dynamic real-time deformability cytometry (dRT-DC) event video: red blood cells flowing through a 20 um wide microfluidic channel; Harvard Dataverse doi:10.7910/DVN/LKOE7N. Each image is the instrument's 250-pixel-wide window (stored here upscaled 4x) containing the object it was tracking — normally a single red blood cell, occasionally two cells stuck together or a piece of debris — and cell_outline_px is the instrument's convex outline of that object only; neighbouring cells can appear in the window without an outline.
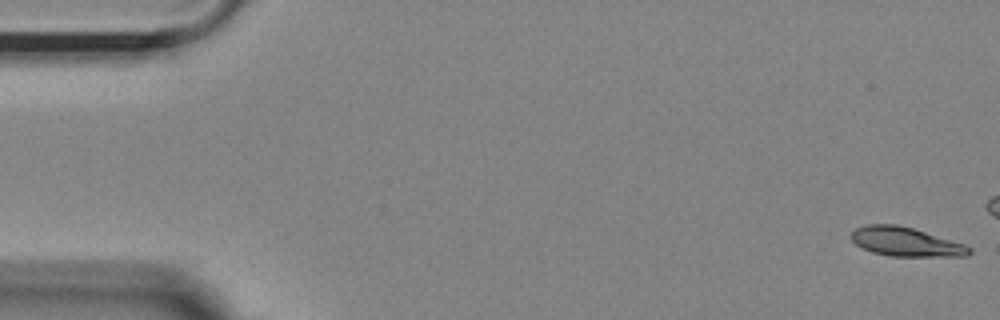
{"species": "Egyptian fruit bat (a non-hibernating species)", "species_latin": "Rousettus aegyptiacus", "temperature_condition": "room temperature", "stored_images_in_passage": 15, "camera_frame_rate_fps": 3000, "um_per_image_px": 0.085, "animal": {"sex": "female"}, "frame": {"image": 1, "passage_image": 1, "time_ms": 0.0, "image_size_px": [1000, 320], "cell_outline_px": [[972, 252], [968, 256], [892, 256], [872, 252], [856, 244], [852, 240], [852, 232], [856, 228], [864, 224], [896, 224], [912, 228], [964, 244], [972, 248]], "centroid_in_image_um": [77.0, 20.55], "position_along_channel_um": 8.0, "area_um2": 19.77}}